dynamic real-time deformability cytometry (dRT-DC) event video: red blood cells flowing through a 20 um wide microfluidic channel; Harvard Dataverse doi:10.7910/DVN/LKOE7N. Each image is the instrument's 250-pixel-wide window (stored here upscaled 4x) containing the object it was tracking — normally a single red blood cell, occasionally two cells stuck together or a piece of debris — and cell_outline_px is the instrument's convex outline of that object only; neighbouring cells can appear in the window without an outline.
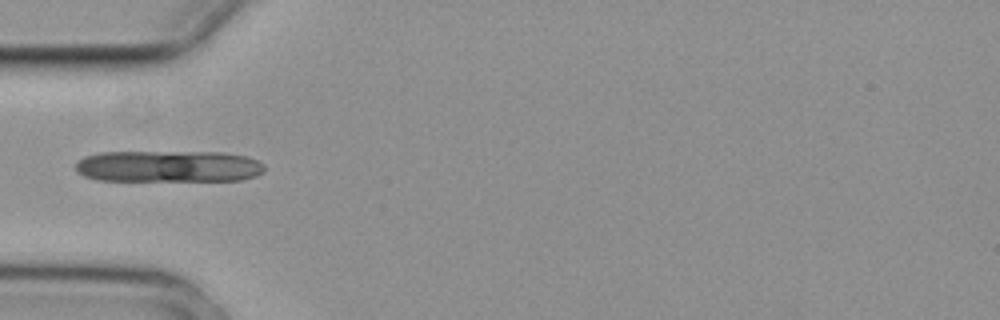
{"species": "common noctule bat (a hibernating species)", "species_latin": "Nyctalus noctula", "temperature_condition": "cold", "stored_images_in_passage": 4, "camera_frame_rate_fps": 3000, "um_per_image_px": 0.085, "animal": {"sex": "female", "body_mass_g": 29.2, "forearm_length_mm": 56.3}, "frame": {"image": 1, "passage_image": 4, "time_ms": 1.0, "image_size_px": [1000, 320], "cell_outline_px": [[264, 172], [256, 176], [240, 180], [96, 180], [84, 176], [76, 172], [76, 160], [84, 156], [100, 152], [224, 152], [248, 156], [264, 164]], "centroid_in_image_um": [14.31, 14.13], "position_along_channel_um": 70.7, "area_um2": 35.08}}